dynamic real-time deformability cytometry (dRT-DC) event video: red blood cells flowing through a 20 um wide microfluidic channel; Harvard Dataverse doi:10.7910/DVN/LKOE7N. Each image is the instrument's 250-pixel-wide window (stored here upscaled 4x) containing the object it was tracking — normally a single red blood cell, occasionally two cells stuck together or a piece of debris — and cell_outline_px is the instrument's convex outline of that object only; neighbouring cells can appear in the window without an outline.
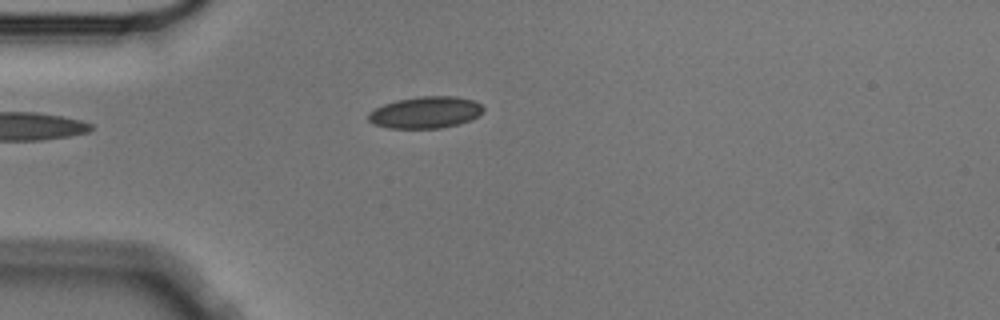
{"species": "Egyptian fruit bat (a non-hibernating species)", "species_latin": "Rousettus aegyptiacus", "temperature_condition": "cold", "stored_images_in_passage": 2, "camera_frame_rate_fps": 3000, "um_per_image_px": 0.085, "animal": {"sex": "male"}, "frame": {"image": 1, "passage_image": 2, "time_ms": 0.333, "image_size_px": [1000, 320], "cell_outline_px": [[484, 112], [460, 124], [440, 128], [388, 128], [372, 124], [368, 120], [368, 112], [384, 104], [396, 100], [420, 96], [456, 96], [472, 100], [480, 104], [484, 108]], "centroid_in_image_um": [36.14, 9.55], "position_along_channel_um": 48.9, "area_um2": 21.27}}